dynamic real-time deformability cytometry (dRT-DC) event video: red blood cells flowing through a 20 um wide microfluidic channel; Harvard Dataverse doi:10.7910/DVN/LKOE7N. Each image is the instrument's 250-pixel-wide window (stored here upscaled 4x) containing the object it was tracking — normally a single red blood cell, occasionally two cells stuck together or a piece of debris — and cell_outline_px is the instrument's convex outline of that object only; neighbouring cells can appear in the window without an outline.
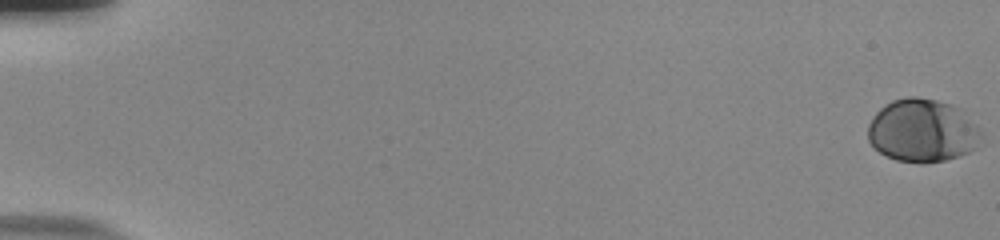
{"species": "human", "species_latin": "Homo sapiens", "temperature_condition": "room temperature", "stored_images_in_passage": 57, "camera_frame_rate_fps": 3000, "um_per_image_px": 0.085, "donor": {"sex": "male"}, "frame": {"image": 1, "passage_image": 1, "time_ms": 0.0, "image_size_px": [1000, 240], "cell_outline_px": [[984, 140], [976, 148], [968, 152], [944, 160], [924, 164], [920, 164], [896, 160], [880, 152], [868, 140], [868, 124], [872, 116], [884, 104], [892, 100], [908, 96], [916, 96], [936, 100], [952, 104], [960, 108], [984, 132]], "centroid_in_image_um": [78.44, 11.1], "position_along_channel_um": 6.6, "area_um2": 42.31}}
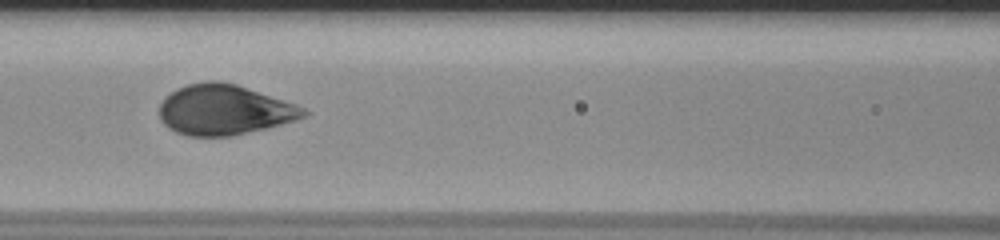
{"frame": {"image": 2, "passage_image": 28, "time_ms": 9.0, "image_size_px": [1000, 240], "cell_outline_px": [[308, 116], [296, 120], [268, 128], [232, 136], [188, 136], [176, 132], [168, 128], [160, 120], [160, 104], [164, 96], [176, 88], [188, 84], [208, 80], [216, 80], [236, 84], [296, 104], [304, 108], [308, 112]], "centroid_in_image_um": [19.05, 9.34], "position_along_channel_um": 147.6, "area_um2": 42.48}}
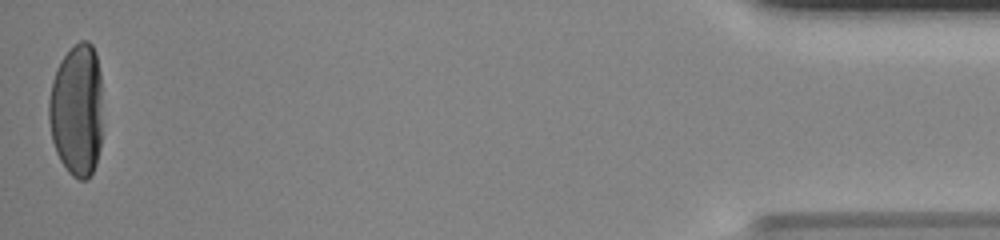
{"frame": {"image": 3, "passage_image": 57, "time_ms": 18.667, "image_size_px": [1000, 240], "cell_outline_px": [[100, 148], [96, 164], [88, 180], [80, 180], [72, 176], [68, 172], [60, 160], [56, 152], [52, 140], [48, 120], [48, 100], [52, 80], [56, 68], [60, 60], [80, 40], [88, 40], [92, 44], [96, 52], [100, 72]], "centroid_in_image_um": [6.5, 9.37], "position_along_channel_um": 428.7, "area_um2": 41.73}, "authors_computed_cell_mechanics": {"area_um2": 42.194, "velocity_mm_per_s": 3.7357, "shape_relaxation_time_tau1_ms": 3.2611, "shape_relaxation_time_tau2_ms": null, "deformation_change_tau1": 0.167, "deformation_change_tau2": null}}